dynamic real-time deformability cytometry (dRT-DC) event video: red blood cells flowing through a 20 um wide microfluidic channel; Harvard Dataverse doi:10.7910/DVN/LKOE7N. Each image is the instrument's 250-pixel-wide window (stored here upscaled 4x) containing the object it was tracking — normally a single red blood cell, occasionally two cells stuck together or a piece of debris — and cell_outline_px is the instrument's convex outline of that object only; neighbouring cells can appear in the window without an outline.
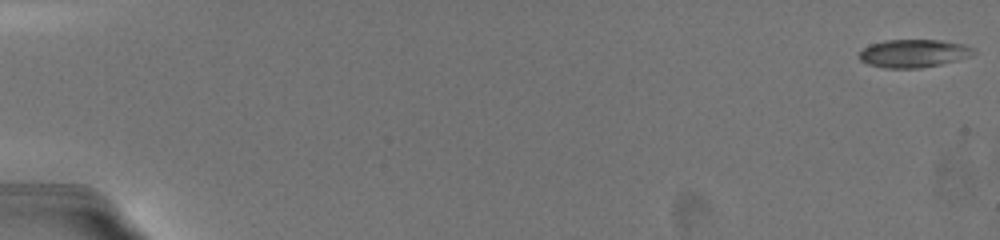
{"species": "common noctule bat (a hibernating species)", "species_latin": "Nyctalus noctula", "temperature_condition": "warm", "stored_images_in_passage": 29, "camera_frame_rate_fps": 3000, "um_per_image_px": 0.085, "animal": {"sex": "female", "body_mass_g": 19.5, "forearm_length_mm": 54.1}, "frame": {"image": 1, "passage_image": 1, "time_ms": 0.0, "image_size_px": [1000, 240], "cell_outline_px": [[976, 52], [972, 56], [940, 64], [920, 68], [884, 68], [868, 64], [860, 60], [860, 52], [864, 48], [872, 44], [884, 40], [944, 40], [960, 44], [972, 48]], "centroid_in_image_um": [77.65, 4.54], "position_along_channel_um": 7.3, "area_um2": 18.5}}
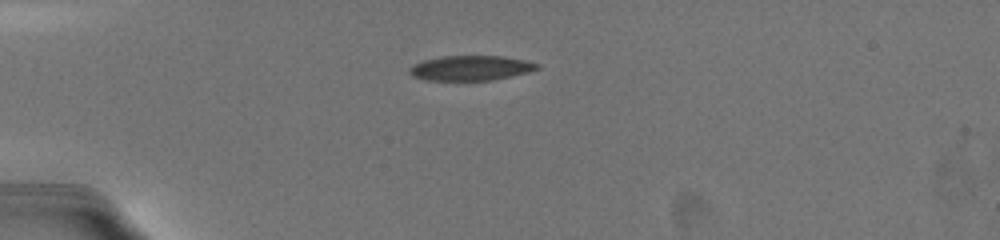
{"frame": {"image": 2, "passage_image": 24, "time_ms": 5.333, "image_size_px": [1000, 240], "cell_outline_px": [[540, 68], [528, 72], [492, 80], [428, 80], [412, 76], [408, 72], [408, 68], [412, 64], [424, 60], [440, 56], [504, 56], [524, 60], [540, 64]], "centroid_in_image_um": [39.98, 5.77], "position_along_channel_um": 45.0, "area_um2": 18.55}}